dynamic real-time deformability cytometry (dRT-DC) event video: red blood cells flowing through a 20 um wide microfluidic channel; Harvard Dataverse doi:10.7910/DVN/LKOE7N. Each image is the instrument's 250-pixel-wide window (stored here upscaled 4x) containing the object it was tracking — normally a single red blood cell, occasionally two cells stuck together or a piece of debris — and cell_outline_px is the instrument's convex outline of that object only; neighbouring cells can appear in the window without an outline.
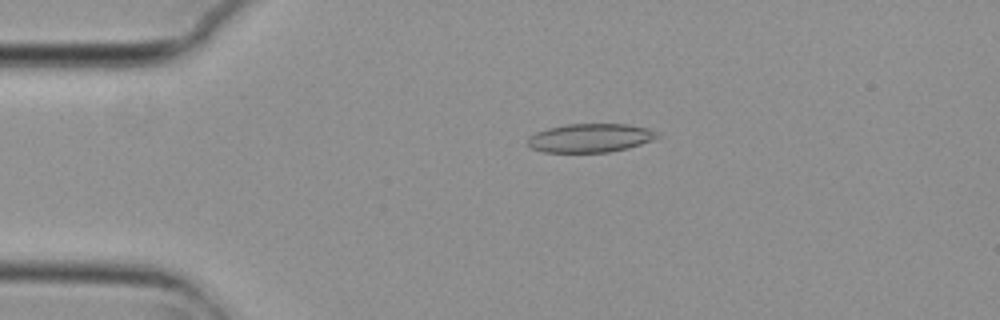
{"species": "common noctule bat (a hibernating species)", "species_latin": "Nyctalus noctula", "temperature_condition": "cold", "stored_images_in_passage": 55, "camera_frame_rate_fps": 3000, "um_per_image_px": 0.085, "animal": {"sex": "female", "body_mass_g": 29.2, "forearm_length_mm": 56.3}, "frame": {"image": 1, "passage_image": 12, "time_ms": 3.667, "image_size_px": [1000, 320], "cell_outline_px": [[660, 136], [652, 140], [628, 148], [608, 152], [544, 152], [532, 148], [528, 144], [528, 136], [536, 132], [548, 128], [564, 124], [628, 124], [648, 128], [656, 132]], "centroid_in_image_um": [50.16, 11.72], "position_along_channel_um": 34.8, "area_um2": 21.62}}
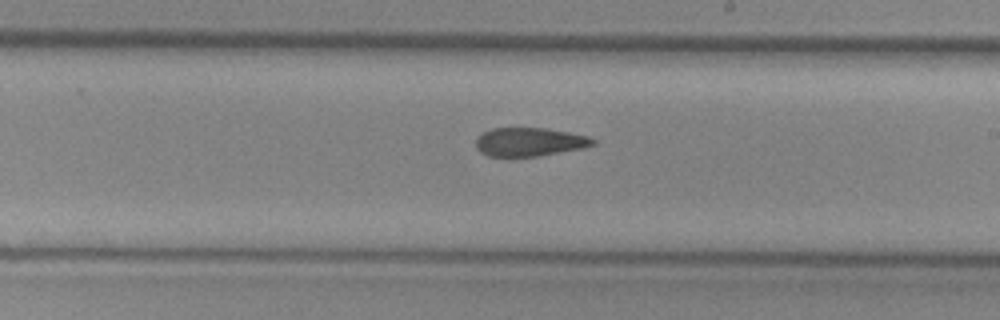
{"frame": {"image": 2, "passage_image": 32, "time_ms": 10.333, "image_size_px": [1000, 320], "cell_outline_px": [[596, 144], [584, 148], [536, 156], [488, 156], [480, 152], [476, 148], [476, 140], [484, 132], [492, 128], [548, 128], [588, 136], [596, 140]], "centroid_in_image_um": [45.03, 12.06], "position_along_channel_um": 244.0, "area_um2": 19.42}}
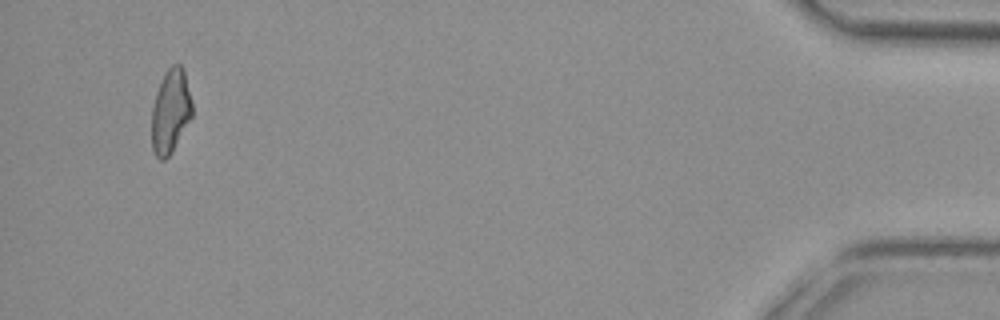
{"frame": {"image": 3, "passage_image": 53, "time_ms": 17.333, "image_size_px": [1000, 320], "cell_outline_px": [[192, 116], [172, 152], [164, 160], [160, 160], [156, 156], [152, 148], [152, 108], [156, 92], [164, 72], [172, 64], [180, 64], [184, 72], [192, 100]], "centroid_in_image_um": [14.49, 9.45], "position_along_channel_um": 420.7, "area_um2": 19.77}, "authors_computed_cell_mechanics": {"area_um2": 20.9814, "velocity_mm_per_s": 3.7229, "shape_relaxation_time_tau1_ms": null, "shape_relaxation_time_tau2_ms": 3.3443, "deformation_change_tau1": null, "deformation_change_tau2": 0.0989}}